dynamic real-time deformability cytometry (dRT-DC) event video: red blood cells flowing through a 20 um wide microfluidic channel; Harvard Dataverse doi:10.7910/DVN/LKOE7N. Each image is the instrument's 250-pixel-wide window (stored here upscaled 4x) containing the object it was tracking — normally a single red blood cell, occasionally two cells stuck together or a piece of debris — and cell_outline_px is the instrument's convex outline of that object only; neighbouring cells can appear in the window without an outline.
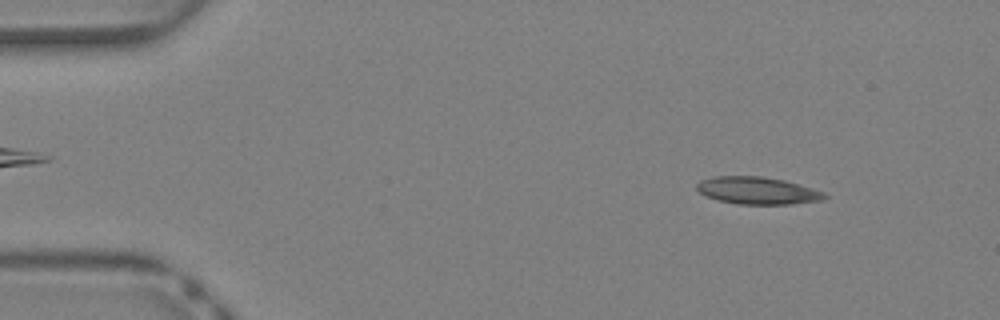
{"species": "Egyptian fruit bat (a non-hibernating species)", "species_latin": "Rousettus aegyptiacus", "temperature_condition": "warm", "stored_images_in_passage": 39, "camera_frame_rate_fps": 3000, "um_per_image_px": 0.085, "animal": {"sex": "female"}, "frame": {"image": 1, "passage_image": 4, "time_ms": 1.0, "image_size_px": [1000, 320], "cell_outline_px": [[828, 196], [824, 200], [792, 204], [736, 204], [716, 200], [700, 192], [696, 188], [696, 184], [700, 180], [712, 176], [760, 176], [784, 180], [812, 188], [824, 192]], "centroid_in_image_um": [64.38, 16.2], "position_along_channel_um": 20.6, "area_um2": 20.4}}
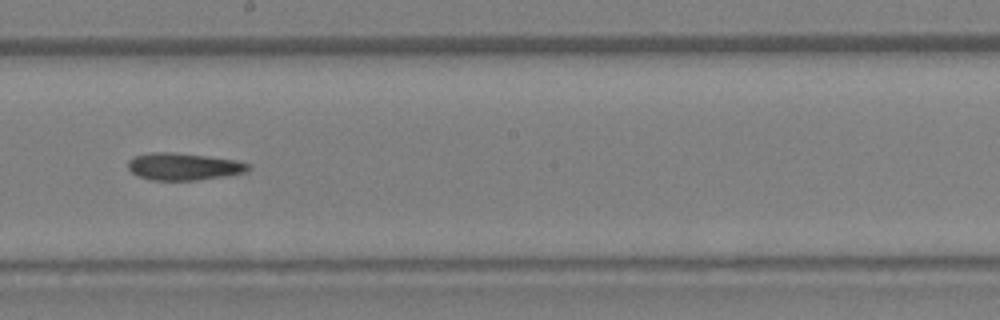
{"frame": {"image": 2, "passage_image": 22, "time_ms": 7.0, "image_size_px": [1000, 320], "cell_outline_px": [[252, 164], [248, 172], [224, 176], [196, 180], [152, 180], [140, 176], [132, 172], [128, 168], [128, 160], [132, 156], [152, 152], [172, 152], [208, 156], [236, 160]], "centroid_in_image_um": [15.63, 14.15], "position_along_channel_um": 232.6, "area_um2": 19.13}}
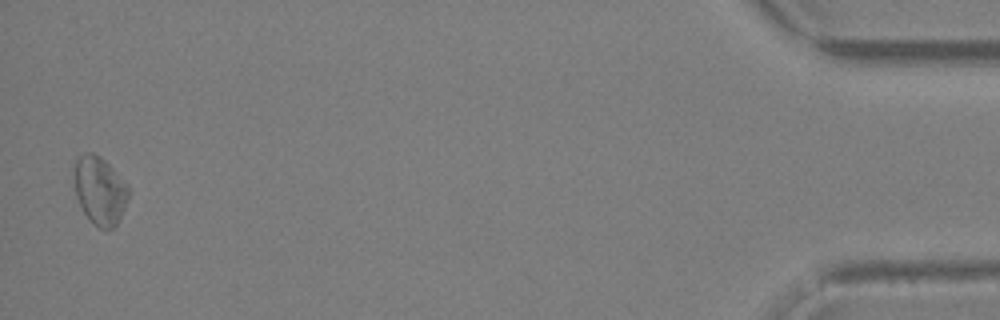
{"frame": {"image": 3, "passage_image": 39, "time_ms": 12.667, "image_size_px": [1000, 320], "cell_outline_px": [[128, 200], [116, 224], [112, 228], [100, 228], [92, 224], [84, 212], [76, 196], [72, 168], [76, 160], [84, 152], [92, 152], [100, 156], [128, 184]], "centroid_in_image_um": [8.45, 16.16], "position_along_channel_um": 426.7, "area_um2": 21.56}}